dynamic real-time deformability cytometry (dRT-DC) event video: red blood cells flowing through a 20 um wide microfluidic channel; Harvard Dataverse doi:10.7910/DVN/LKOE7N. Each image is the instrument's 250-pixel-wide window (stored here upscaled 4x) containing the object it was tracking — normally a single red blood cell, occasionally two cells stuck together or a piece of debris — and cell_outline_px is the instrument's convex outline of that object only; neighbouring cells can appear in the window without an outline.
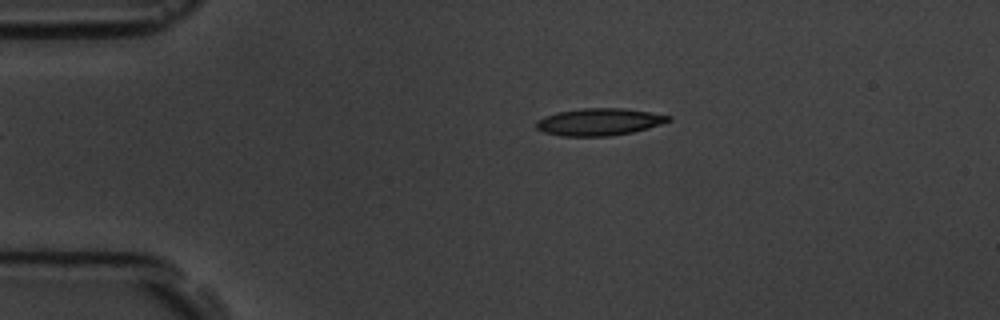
{"species": "common noctule bat (a hibernating species)", "species_latin": "Nyctalus noctula", "temperature_condition": "room temperature", "stored_images_in_passage": 7, "camera_frame_rate_fps": 3000, "um_per_image_px": 0.085, "animal": {"sex": "male", "body_mass_g": 19.5, "forearm_length_mm": 54.6}, "frame": {"image": 1, "passage_image": 1, "time_ms": 0.0, "image_size_px": [1000, 320], "cell_outline_px": [[672, 120], [648, 128], [632, 132], [608, 136], [560, 136], [544, 132], [536, 128], [536, 120], [544, 116], [556, 112], [584, 108], [620, 108], [648, 112], [672, 116]], "centroid_in_image_um": [50.89, 10.36], "position_along_channel_um": 34.1, "area_um2": 20.87}}
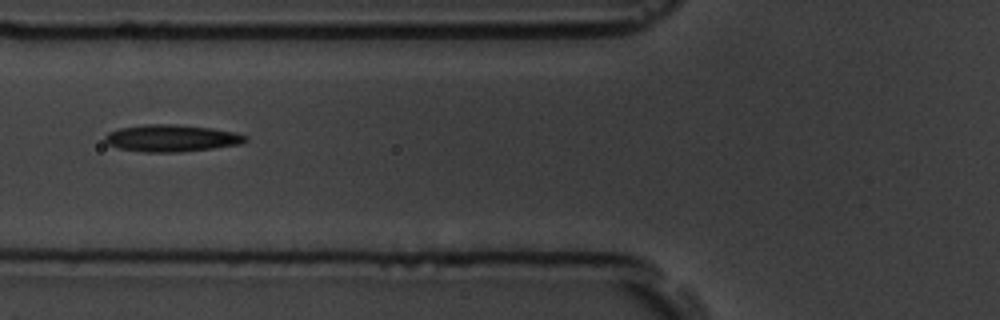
{"frame": {"image": 2, "passage_image": 4, "time_ms": 3.333, "image_size_px": [1000, 320], "cell_outline_px": [[248, 140], [240, 144], [212, 148], [180, 152], [144, 152], [116, 148], [108, 144], [104, 140], [104, 136], [108, 132], [120, 128], [144, 124], [176, 124], [212, 128], [236, 132], [248, 136]], "centroid_in_image_um": [14.57, 11.74], "position_along_channel_um": 111.2, "area_um2": 22.25}}
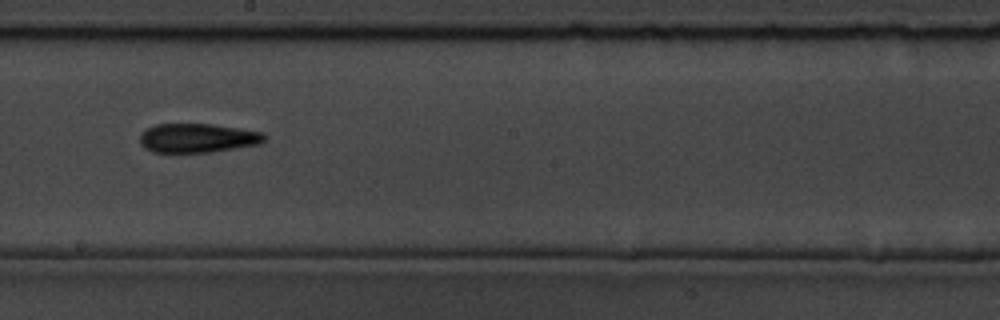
{"frame": {"image": 3, "passage_image": 7, "time_ms": 6.667, "image_size_px": [1000, 320], "cell_outline_px": [[264, 140], [260, 144], [212, 152], [152, 152], [144, 148], [140, 144], [140, 132], [144, 128], [156, 124], [212, 124], [240, 128], [264, 132]], "centroid_in_image_um": [16.76, 11.73], "position_along_channel_um": 231.4, "area_um2": 21.33}}